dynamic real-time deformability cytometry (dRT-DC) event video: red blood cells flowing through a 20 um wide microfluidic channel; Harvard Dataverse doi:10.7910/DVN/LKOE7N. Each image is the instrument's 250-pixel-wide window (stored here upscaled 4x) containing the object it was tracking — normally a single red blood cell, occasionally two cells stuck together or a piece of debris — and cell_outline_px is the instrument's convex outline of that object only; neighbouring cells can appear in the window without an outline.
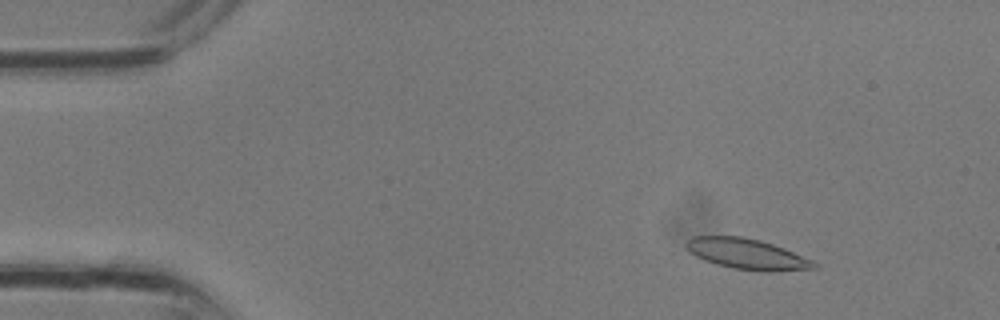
{"species": "common noctule bat (a hibernating species)", "species_latin": "Nyctalus noctula", "temperature_condition": "room temperature", "stored_images_in_passage": 3, "camera_frame_rate_fps": 3000, "um_per_image_px": 0.085, "animal": {"sex": "male", "body_mass_g": 13.3}, "frame": {"image": 1, "passage_image": 2, "time_ms": 0.333, "image_size_px": [1000, 320], "cell_outline_px": [[816, 268], [776, 272], [764, 272], [732, 268], [716, 264], [704, 260], [696, 256], [684, 244], [692, 236], [744, 236], [760, 240], [784, 248], [812, 260], [816, 264]], "centroid_in_image_um": [63.51, 21.59], "position_along_channel_um": 21.5, "area_um2": 22.77}}